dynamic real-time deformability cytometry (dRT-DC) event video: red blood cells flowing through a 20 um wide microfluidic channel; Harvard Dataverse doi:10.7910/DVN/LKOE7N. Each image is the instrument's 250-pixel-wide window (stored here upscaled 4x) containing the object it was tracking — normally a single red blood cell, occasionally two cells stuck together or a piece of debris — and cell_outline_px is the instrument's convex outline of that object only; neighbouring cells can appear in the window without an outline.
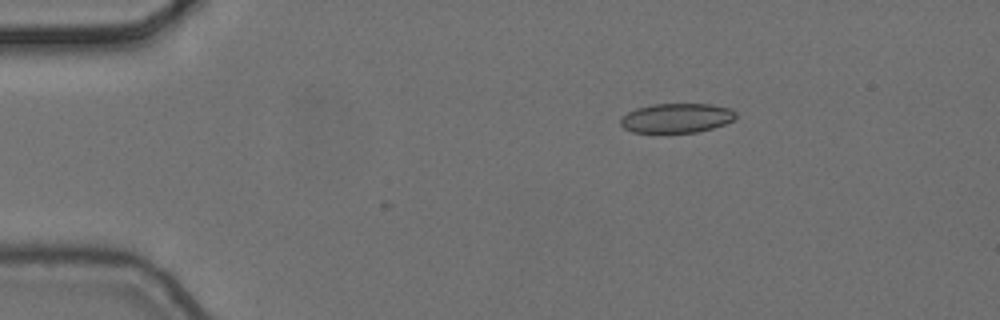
{"species": "common noctule bat (a hibernating species)", "species_latin": "Nyctalus noctula", "temperature_condition": "cold", "stored_images_in_passage": 6, "camera_frame_rate_fps": 3000, "um_per_image_px": 0.085, "animal": {"sex": "female", "body_mass_g": 24.6, "forearm_length_mm": 56.2}, "frame": {"image": 1, "passage_image": 3, "time_ms": 0.667, "image_size_px": [1000, 320], "cell_outline_px": [[736, 116], [732, 120], [724, 124], [712, 128], [696, 132], [632, 132], [624, 128], [620, 124], [620, 116], [636, 108], [652, 104], [712, 104], [732, 108], [736, 112]], "centroid_in_image_um": [57.5, 10.02], "position_along_channel_um": 27.5, "area_um2": 19.83}}
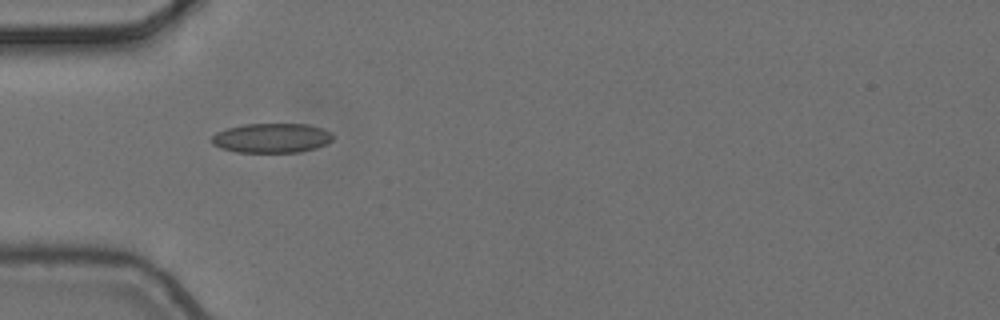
{"frame": {"image": 2, "passage_image": 5, "time_ms": 1.333, "image_size_px": [1000, 320], "cell_outline_px": [[332, 140], [328, 144], [316, 148], [300, 152], [236, 152], [220, 148], [212, 144], [212, 136], [216, 132], [228, 128], [244, 124], [308, 124], [324, 128], [332, 132]], "centroid_in_image_um": [23.12, 11.73], "position_along_channel_um": 61.9, "area_um2": 21.04}}
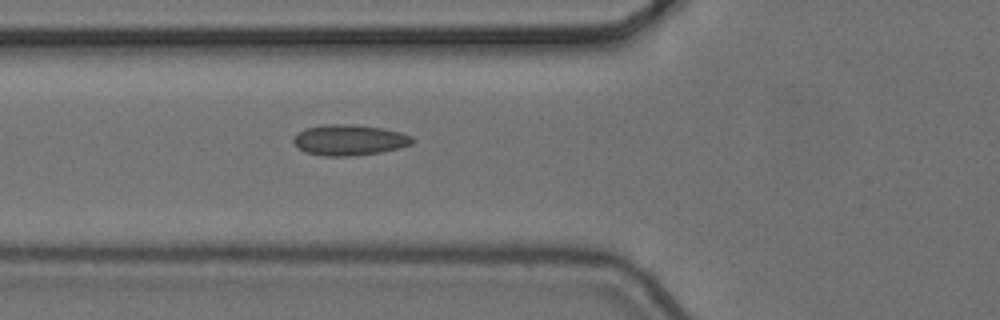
{"frame": {"image": 3, "passage_image": 6, "time_ms": 1.667, "image_size_px": [1000, 320], "cell_outline_px": [[416, 140], [412, 144], [400, 148], [380, 152], [352, 156], [324, 156], [304, 152], [292, 140], [292, 136], [296, 132], [304, 128], [328, 124], [352, 124], [384, 128], [400, 132], [412, 136]], "centroid_in_image_um": [29.69, 11.89], "position_along_channel_um": 96.1, "area_um2": 21.56}}